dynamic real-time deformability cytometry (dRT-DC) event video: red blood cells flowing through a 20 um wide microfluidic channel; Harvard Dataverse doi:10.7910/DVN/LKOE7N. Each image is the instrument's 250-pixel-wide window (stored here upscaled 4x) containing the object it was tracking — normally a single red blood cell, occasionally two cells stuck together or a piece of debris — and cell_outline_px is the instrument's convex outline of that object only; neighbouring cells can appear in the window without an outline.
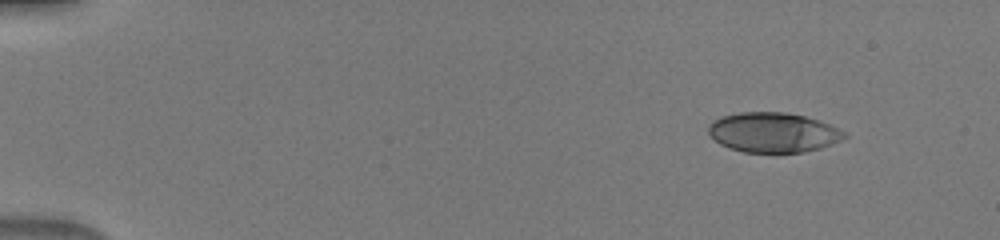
{"species": "human", "species_latin": "Homo sapiens", "temperature_condition": "warm", "stored_images_in_passage": 45, "camera_frame_rate_fps": 3000, "um_per_image_px": 0.085, "donor": {"sex": "male"}, "frame": {"image": 1, "passage_image": 1, "time_ms": 0.0, "image_size_px": [1000, 240], "cell_outline_px": [[848, 136], [840, 140], [820, 148], [804, 152], [776, 156], [744, 152], [728, 148], [720, 144], [708, 132], [708, 124], [712, 120], [720, 116], [740, 112], [784, 112], [804, 116], [828, 124], [844, 132]], "centroid_in_image_um": [65.67, 11.3], "position_along_channel_um": 19.3, "area_um2": 32.25}}
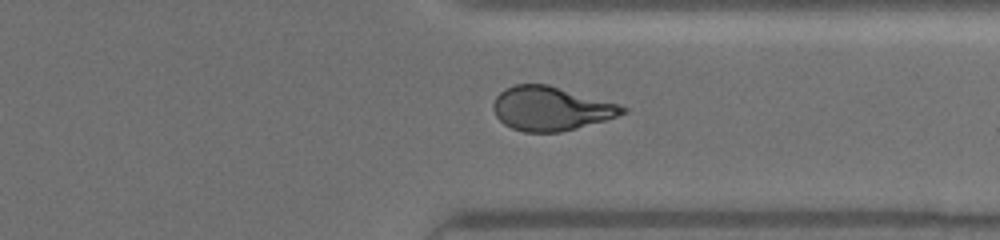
{"frame": {"image": 2, "passage_image": 35, "time_ms": 11.333, "image_size_px": [1000, 240], "cell_outline_px": [[628, 112], [604, 120], [576, 128], [560, 132], [524, 132], [512, 128], [504, 124], [496, 116], [492, 108], [492, 104], [496, 96], [504, 88], [516, 84], [548, 84], [616, 104], [628, 108]], "centroid_in_image_um": [46.77, 9.23], "position_along_channel_um": 364.6, "area_um2": 32.83}}
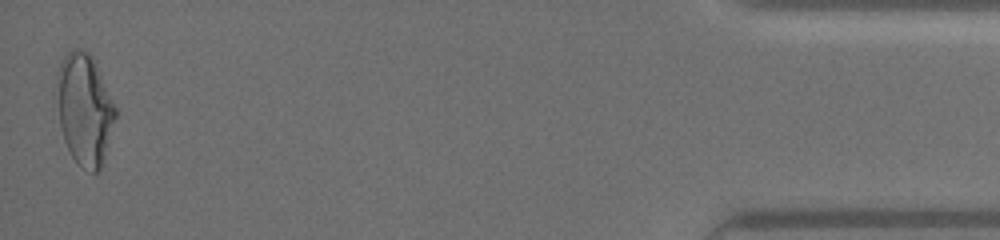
{"frame": {"image": 3, "passage_image": 45, "time_ms": 14.667, "image_size_px": [1000, 240], "cell_outline_px": [[116, 116], [104, 164], [96, 172], [92, 172], [80, 168], [76, 164], [64, 140], [60, 124], [56, 76], [60, 64], [64, 56], [72, 48], [76, 48], [88, 52], [92, 56], [96, 64], [116, 108]], "centroid_in_image_um": [7.2, 9.32], "position_along_channel_um": 428.0, "area_um2": 38.03}}